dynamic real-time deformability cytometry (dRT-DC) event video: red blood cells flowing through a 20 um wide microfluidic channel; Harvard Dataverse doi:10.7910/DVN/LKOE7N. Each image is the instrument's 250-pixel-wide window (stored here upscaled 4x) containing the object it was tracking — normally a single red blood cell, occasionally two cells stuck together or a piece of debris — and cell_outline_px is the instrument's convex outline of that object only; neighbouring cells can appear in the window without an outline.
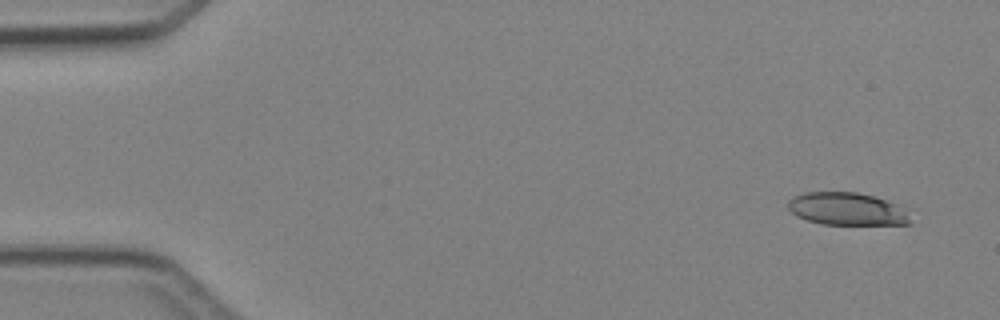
{"species": "Egyptian fruit bat (a non-hibernating species)", "species_latin": "Rousettus aegyptiacus", "temperature_condition": "cold", "stored_images_in_passage": 4, "camera_frame_rate_fps": 3000, "um_per_image_px": 0.085, "animal": {"sex": "female"}, "frame": {"image": 1, "passage_image": 1, "time_ms": 0.0, "image_size_px": [1000, 320], "cell_outline_px": [[912, 224], [820, 224], [796, 216], [788, 208], [788, 200], [804, 192], [856, 192], [872, 196], [896, 204]], "centroid_in_image_um": [71.89, 17.76], "position_along_channel_um": 13.1, "area_um2": 22.66}}